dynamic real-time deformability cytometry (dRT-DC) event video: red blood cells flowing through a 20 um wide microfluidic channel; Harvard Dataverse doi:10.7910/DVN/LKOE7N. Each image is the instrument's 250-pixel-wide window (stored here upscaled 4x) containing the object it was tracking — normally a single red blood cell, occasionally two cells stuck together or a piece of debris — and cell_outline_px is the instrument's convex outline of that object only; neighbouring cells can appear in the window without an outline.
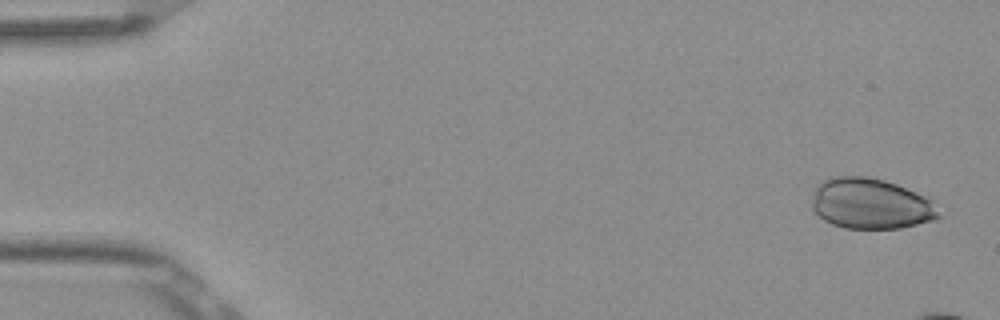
{"species": "Egyptian fruit bat (a non-hibernating species)", "species_latin": "Rousettus aegyptiacus", "temperature_condition": "room temperature", "stored_images_in_passage": 4, "camera_frame_rate_fps": 3000, "um_per_image_px": 0.085, "frame": {"image": 1, "passage_image": 1, "time_ms": 0.0, "image_size_px": [1000, 320], "cell_outline_px": [[940, 216], [936, 220], [900, 228], [844, 228], [832, 224], [824, 220], [812, 208], [812, 200], [816, 188], [820, 180], [836, 176], [864, 176], [884, 180], [896, 184], [924, 196], [928, 200]], "centroid_in_image_um": [73.96, 17.31], "position_along_channel_um": 11.0, "area_um2": 36.99}}